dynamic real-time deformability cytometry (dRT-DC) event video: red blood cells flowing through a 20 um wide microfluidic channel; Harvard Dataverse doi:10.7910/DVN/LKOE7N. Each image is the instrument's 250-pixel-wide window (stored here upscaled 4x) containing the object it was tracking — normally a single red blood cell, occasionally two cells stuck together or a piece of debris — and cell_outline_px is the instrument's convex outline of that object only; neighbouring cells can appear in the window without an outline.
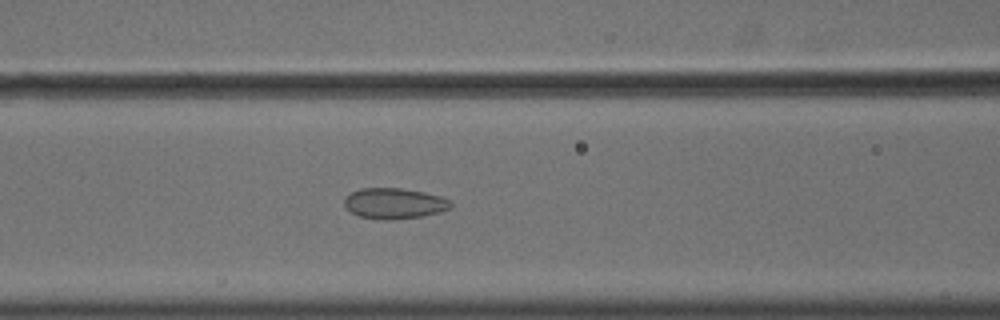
{"species": "common noctule bat (a hibernating species)", "species_latin": "Nyctalus noctula", "temperature_condition": "cold", "stored_images_in_passage": 57, "camera_frame_rate_fps": 3000, "um_per_image_px": 0.085, "animal": {"sex": "male", "body_mass_g": 18.8}, "frame": {"image": 1, "passage_image": 25, "time_ms": 8.0, "image_size_px": [1000, 320], "cell_outline_px": [[452, 204], [448, 208], [440, 212], [420, 216], [388, 220], [384, 220], [360, 216], [352, 212], [344, 204], [344, 200], [352, 192], [360, 188], [400, 188], [424, 192], [440, 196], [452, 200]], "centroid_in_image_um": [33.53, 17.28], "position_along_channel_um": 133.1, "area_um2": 18.79}}
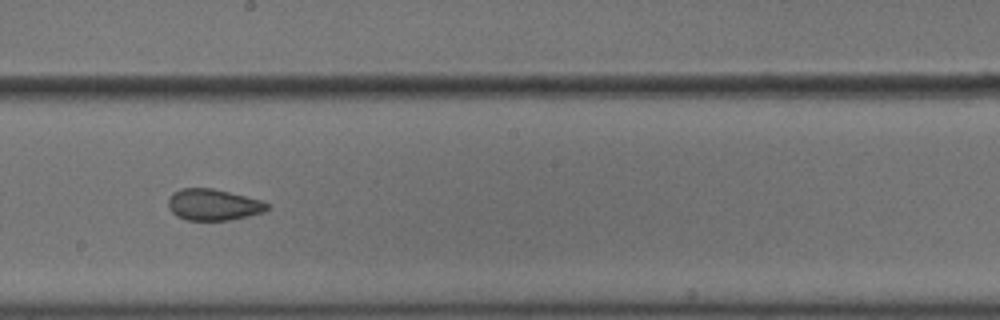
{"frame": {"image": 2, "passage_image": 33, "time_ms": 10.667, "image_size_px": [1000, 320], "cell_outline_px": [[268, 208], [260, 212], [248, 216], [228, 220], [188, 220], [176, 216], [168, 208], [168, 200], [172, 192], [180, 188], [212, 188], [260, 200], [268, 204]], "centroid_in_image_um": [18.06, 17.39], "position_along_channel_um": 230.1, "area_um2": 17.86}}
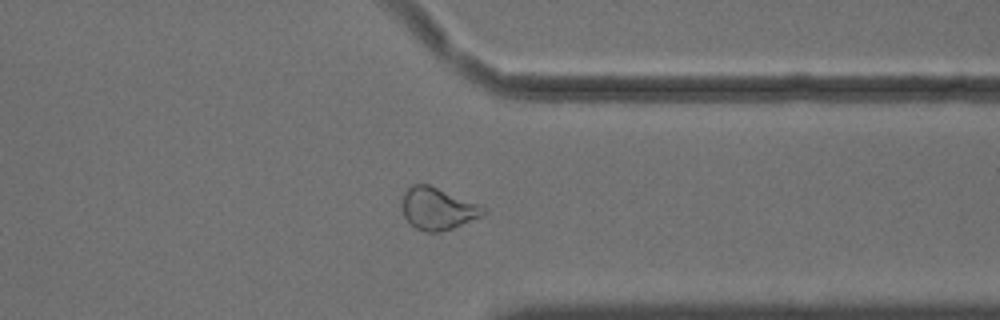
{"frame": {"image": 3, "passage_image": 45, "time_ms": 14.667, "image_size_px": [1000, 320], "cell_outline_px": [[488, 212], [484, 216], [452, 228], [436, 232], [428, 232], [416, 228], [404, 216], [400, 204], [404, 192], [412, 184], [428, 184], [480, 204], [488, 208]], "centroid_in_image_um": [37.24, 17.72], "position_along_channel_um": 374.2, "area_um2": 20.11}, "authors_computed_cell_mechanics": {"area_um2": 20.9814, "velocity_mm_per_s": 3.6356, "shape_relaxation_time_tau1_ms": null, "shape_relaxation_time_tau2_ms": 2.3904, "deformation_change_tau1": null, "deformation_change_tau2": 0.0788}}